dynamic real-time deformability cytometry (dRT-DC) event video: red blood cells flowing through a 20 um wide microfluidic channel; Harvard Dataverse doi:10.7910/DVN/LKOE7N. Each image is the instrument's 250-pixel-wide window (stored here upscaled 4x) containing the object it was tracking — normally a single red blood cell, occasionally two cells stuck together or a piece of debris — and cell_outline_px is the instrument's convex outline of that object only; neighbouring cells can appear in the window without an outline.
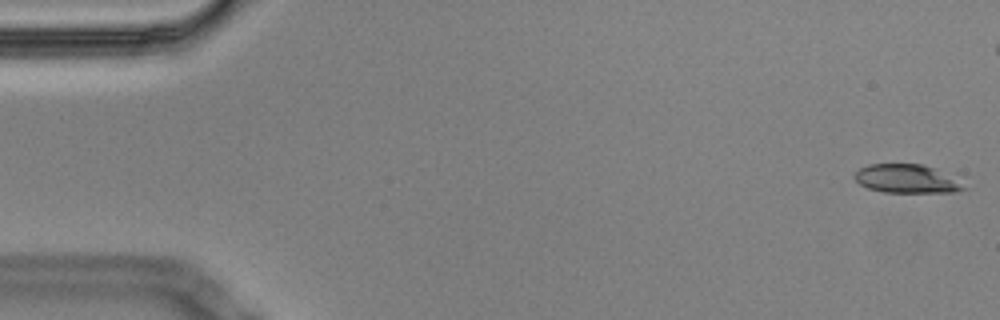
{"species": "Egyptian fruit bat (a non-hibernating species)", "species_latin": "Rousettus aegyptiacus", "temperature_condition": "cold", "stored_images_in_passage": 18, "camera_frame_rate_fps": 3000, "um_per_image_px": 0.085, "animal": {"sex": "male"}, "frame": {"image": 1, "passage_image": 1, "time_ms": 0.0, "image_size_px": [1000, 320], "cell_outline_px": [[968, 188], [956, 192], [884, 192], [868, 188], [860, 184], [852, 176], [860, 168], [868, 164], [924, 164], [936, 168]], "centroid_in_image_um": [77.03, 15.19], "position_along_channel_um": 8.0, "area_um2": 18.03}}